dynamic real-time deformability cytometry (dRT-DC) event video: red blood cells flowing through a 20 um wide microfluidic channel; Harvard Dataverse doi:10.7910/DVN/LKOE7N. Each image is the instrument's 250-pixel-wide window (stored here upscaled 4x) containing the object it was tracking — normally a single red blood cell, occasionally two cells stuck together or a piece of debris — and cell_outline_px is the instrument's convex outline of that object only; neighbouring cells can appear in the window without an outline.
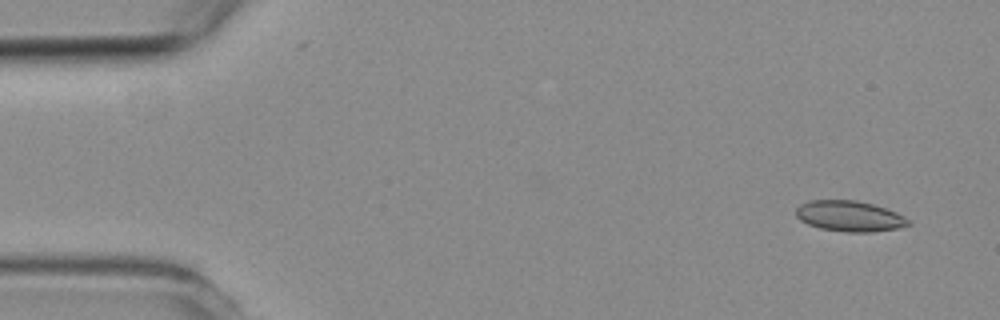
{"species": "common noctule bat (a hibernating species)", "species_latin": "Nyctalus noctula", "temperature_condition": "room temperature", "stored_images_in_passage": 4, "camera_frame_rate_fps": 3000, "um_per_image_px": 0.085, "animal": {"sex": "female", "body_mass_g": 19.3, "forearm_length_mm": 54.1}, "frame": {"image": 1, "passage_image": 1, "time_ms": 0.0, "image_size_px": [1000, 320], "cell_outline_px": [[912, 224], [896, 228], [872, 232], [844, 232], [820, 228], [808, 224], [800, 220], [796, 216], [796, 208], [800, 204], [808, 200], [856, 200], [872, 204], [896, 212], [904, 216]], "centroid_in_image_um": [72.18, 18.37], "position_along_channel_um": 12.8, "area_um2": 20.06}}
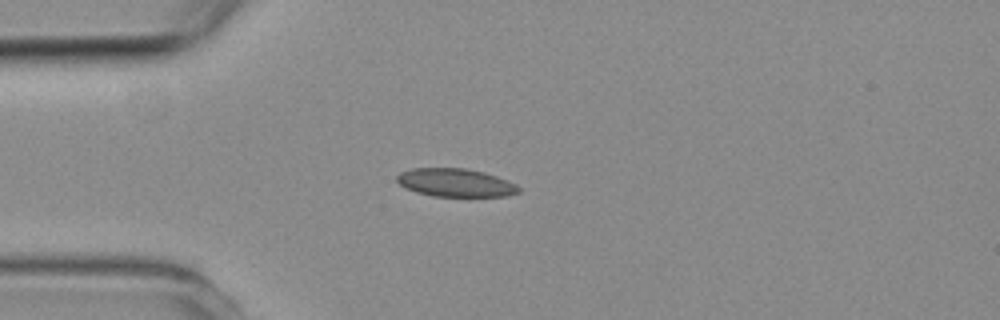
{"frame": {"image": 2, "passage_image": 4, "time_ms": 3.333, "image_size_px": [1000, 320], "cell_outline_px": [[520, 192], [508, 196], [432, 196], [416, 192], [404, 188], [396, 180], [396, 176], [400, 172], [412, 168], [464, 168], [484, 172], [496, 176], [516, 184], [520, 188]], "centroid_in_image_um": [38.7, 15.53], "position_along_channel_um": 46.3, "area_um2": 20.06}}